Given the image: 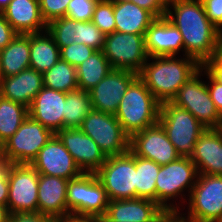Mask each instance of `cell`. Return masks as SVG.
I'll list each match as a JSON object with an SVG mask.
<instances>
[{
    "instance_id": "obj_23",
    "label": "cell",
    "mask_w": 222,
    "mask_h": 222,
    "mask_svg": "<svg viewBox=\"0 0 222 222\" xmlns=\"http://www.w3.org/2000/svg\"><path fill=\"white\" fill-rule=\"evenodd\" d=\"M43 87L42 74L32 68L0 79V95L27 108L31 106L33 99Z\"/></svg>"
},
{
    "instance_id": "obj_16",
    "label": "cell",
    "mask_w": 222,
    "mask_h": 222,
    "mask_svg": "<svg viewBox=\"0 0 222 222\" xmlns=\"http://www.w3.org/2000/svg\"><path fill=\"white\" fill-rule=\"evenodd\" d=\"M130 150L136 156L152 160L160 166L180 157L159 123L135 133L130 138Z\"/></svg>"
},
{
    "instance_id": "obj_35",
    "label": "cell",
    "mask_w": 222,
    "mask_h": 222,
    "mask_svg": "<svg viewBox=\"0 0 222 222\" xmlns=\"http://www.w3.org/2000/svg\"><path fill=\"white\" fill-rule=\"evenodd\" d=\"M96 50L83 43H73L60 48V59L68 62L73 67H77L88 59Z\"/></svg>"
},
{
    "instance_id": "obj_24",
    "label": "cell",
    "mask_w": 222,
    "mask_h": 222,
    "mask_svg": "<svg viewBox=\"0 0 222 222\" xmlns=\"http://www.w3.org/2000/svg\"><path fill=\"white\" fill-rule=\"evenodd\" d=\"M198 174L222 176V134L219 129H206L195 144L191 156Z\"/></svg>"
},
{
    "instance_id": "obj_26",
    "label": "cell",
    "mask_w": 222,
    "mask_h": 222,
    "mask_svg": "<svg viewBox=\"0 0 222 222\" xmlns=\"http://www.w3.org/2000/svg\"><path fill=\"white\" fill-rule=\"evenodd\" d=\"M115 31L145 34L156 17L133 2H114Z\"/></svg>"
},
{
    "instance_id": "obj_1",
    "label": "cell",
    "mask_w": 222,
    "mask_h": 222,
    "mask_svg": "<svg viewBox=\"0 0 222 222\" xmlns=\"http://www.w3.org/2000/svg\"><path fill=\"white\" fill-rule=\"evenodd\" d=\"M165 17L181 33L185 56L201 65L213 58L220 31L209 21L201 0H167Z\"/></svg>"
},
{
    "instance_id": "obj_6",
    "label": "cell",
    "mask_w": 222,
    "mask_h": 222,
    "mask_svg": "<svg viewBox=\"0 0 222 222\" xmlns=\"http://www.w3.org/2000/svg\"><path fill=\"white\" fill-rule=\"evenodd\" d=\"M158 123L180 157H191L199 137L206 128L187 110L170 101L160 104Z\"/></svg>"
},
{
    "instance_id": "obj_14",
    "label": "cell",
    "mask_w": 222,
    "mask_h": 222,
    "mask_svg": "<svg viewBox=\"0 0 222 222\" xmlns=\"http://www.w3.org/2000/svg\"><path fill=\"white\" fill-rule=\"evenodd\" d=\"M47 31L60 48L73 43H83L95 50H102L105 34L92 21H76L66 16L53 20Z\"/></svg>"
},
{
    "instance_id": "obj_20",
    "label": "cell",
    "mask_w": 222,
    "mask_h": 222,
    "mask_svg": "<svg viewBox=\"0 0 222 222\" xmlns=\"http://www.w3.org/2000/svg\"><path fill=\"white\" fill-rule=\"evenodd\" d=\"M66 92L43 87L28 108L29 116L56 134L64 128Z\"/></svg>"
},
{
    "instance_id": "obj_11",
    "label": "cell",
    "mask_w": 222,
    "mask_h": 222,
    "mask_svg": "<svg viewBox=\"0 0 222 222\" xmlns=\"http://www.w3.org/2000/svg\"><path fill=\"white\" fill-rule=\"evenodd\" d=\"M188 202V216L191 222H215L222 215V176L198 174Z\"/></svg>"
},
{
    "instance_id": "obj_18",
    "label": "cell",
    "mask_w": 222,
    "mask_h": 222,
    "mask_svg": "<svg viewBox=\"0 0 222 222\" xmlns=\"http://www.w3.org/2000/svg\"><path fill=\"white\" fill-rule=\"evenodd\" d=\"M31 165L39 174L67 180L77 178L83 173L56 135L41 148Z\"/></svg>"
},
{
    "instance_id": "obj_25",
    "label": "cell",
    "mask_w": 222,
    "mask_h": 222,
    "mask_svg": "<svg viewBox=\"0 0 222 222\" xmlns=\"http://www.w3.org/2000/svg\"><path fill=\"white\" fill-rule=\"evenodd\" d=\"M2 14L18 34L47 30V24L41 17L39 0H12Z\"/></svg>"
},
{
    "instance_id": "obj_43",
    "label": "cell",
    "mask_w": 222,
    "mask_h": 222,
    "mask_svg": "<svg viewBox=\"0 0 222 222\" xmlns=\"http://www.w3.org/2000/svg\"><path fill=\"white\" fill-rule=\"evenodd\" d=\"M9 192V182L7 173V164L0 168V205L7 206Z\"/></svg>"
},
{
    "instance_id": "obj_38",
    "label": "cell",
    "mask_w": 222,
    "mask_h": 222,
    "mask_svg": "<svg viewBox=\"0 0 222 222\" xmlns=\"http://www.w3.org/2000/svg\"><path fill=\"white\" fill-rule=\"evenodd\" d=\"M209 21L222 32V0H201Z\"/></svg>"
},
{
    "instance_id": "obj_41",
    "label": "cell",
    "mask_w": 222,
    "mask_h": 222,
    "mask_svg": "<svg viewBox=\"0 0 222 222\" xmlns=\"http://www.w3.org/2000/svg\"><path fill=\"white\" fill-rule=\"evenodd\" d=\"M203 70L204 75L209 79L207 87L210 98L215 104L217 111L222 115V84L218 83L204 68Z\"/></svg>"
},
{
    "instance_id": "obj_29",
    "label": "cell",
    "mask_w": 222,
    "mask_h": 222,
    "mask_svg": "<svg viewBox=\"0 0 222 222\" xmlns=\"http://www.w3.org/2000/svg\"><path fill=\"white\" fill-rule=\"evenodd\" d=\"M112 67L102 50H96L76 67L78 89L89 91L95 87Z\"/></svg>"
},
{
    "instance_id": "obj_53",
    "label": "cell",
    "mask_w": 222,
    "mask_h": 222,
    "mask_svg": "<svg viewBox=\"0 0 222 222\" xmlns=\"http://www.w3.org/2000/svg\"><path fill=\"white\" fill-rule=\"evenodd\" d=\"M4 162L3 160H0V168L3 166Z\"/></svg>"
},
{
    "instance_id": "obj_31",
    "label": "cell",
    "mask_w": 222,
    "mask_h": 222,
    "mask_svg": "<svg viewBox=\"0 0 222 222\" xmlns=\"http://www.w3.org/2000/svg\"><path fill=\"white\" fill-rule=\"evenodd\" d=\"M65 104L64 128H79L93 109L89 92L81 89L68 92Z\"/></svg>"
},
{
    "instance_id": "obj_10",
    "label": "cell",
    "mask_w": 222,
    "mask_h": 222,
    "mask_svg": "<svg viewBox=\"0 0 222 222\" xmlns=\"http://www.w3.org/2000/svg\"><path fill=\"white\" fill-rule=\"evenodd\" d=\"M79 128L97 143L106 157L130 150V137L113 114L92 109Z\"/></svg>"
},
{
    "instance_id": "obj_8",
    "label": "cell",
    "mask_w": 222,
    "mask_h": 222,
    "mask_svg": "<svg viewBox=\"0 0 222 222\" xmlns=\"http://www.w3.org/2000/svg\"><path fill=\"white\" fill-rule=\"evenodd\" d=\"M203 67L188 79L170 101L177 107L189 111L206 129H218L222 115L210 98L207 83L202 82Z\"/></svg>"
},
{
    "instance_id": "obj_30",
    "label": "cell",
    "mask_w": 222,
    "mask_h": 222,
    "mask_svg": "<svg viewBox=\"0 0 222 222\" xmlns=\"http://www.w3.org/2000/svg\"><path fill=\"white\" fill-rule=\"evenodd\" d=\"M28 115V108L25 105L0 95V142L2 145L19 129Z\"/></svg>"
},
{
    "instance_id": "obj_5",
    "label": "cell",
    "mask_w": 222,
    "mask_h": 222,
    "mask_svg": "<svg viewBox=\"0 0 222 222\" xmlns=\"http://www.w3.org/2000/svg\"><path fill=\"white\" fill-rule=\"evenodd\" d=\"M197 176L198 172L191 157H179L175 161L160 166L155 186L156 203L166 212H180V207L176 202L174 205L172 201L174 198H177V201L179 197L185 203L186 194L184 195L183 192L187 189L189 197ZM170 200H172L171 203H169Z\"/></svg>"
},
{
    "instance_id": "obj_12",
    "label": "cell",
    "mask_w": 222,
    "mask_h": 222,
    "mask_svg": "<svg viewBox=\"0 0 222 222\" xmlns=\"http://www.w3.org/2000/svg\"><path fill=\"white\" fill-rule=\"evenodd\" d=\"M102 51L112 69H126L139 73L148 60L145 34L114 31L105 36Z\"/></svg>"
},
{
    "instance_id": "obj_4",
    "label": "cell",
    "mask_w": 222,
    "mask_h": 222,
    "mask_svg": "<svg viewBox=\"0 0 222 222\" xmlns=\"http://www.w3.org/2000/svg\"><path fill=\"white\" fill-rule=\"evenodd\" d=\"M109 199L96 173H82L67 184L70 218L97 221L107 211Z\"/></svg>"
},
{
    "instance_id": "obj_7",
    "label": "cell",
    "mask_w": 222,
    "mask_h": 222,
    "mask_svg": "<svg viewBox=\"0 0 222 222\" xmlns=\"http://www.w3.org/2000/svg\"><path fill=\"white\" fill-rule=\"evenodd\" d=\"M96 175L109 201L136 198V155L131 150L107 157Z\"/></svg>"
},
{
    "instance_id": "obj_49",
    "label": "cell",
    "mask_w": 222,
    "mask_h": 222,
    "mask_svg": "<svg viewBox=\"0 0 222 222\" xmlns=\"http://www.w3.org/2000/svg\"><path fill=\"white\" fill-rule=\"evenodd\" d=\"M12 0H0V13L9 5Z\"/></svg>"
},
{
    "instance_id": "obj_42",
    "label": "cell",
    "mask_w": 222,
    "mask_h": 222,
    "mask_svg": "<svg viewBox=\"0 0 222 222\" xmlns=\"http://www.w3.org/2000/svg\"><path fill=\"white\" fill-rule=\"evenodd\" d=\"M18 33L0 13V50L5 48Z\"/></svg>"
},
{
    "instance_id": "obj_55",
    "label": "cell",
    "mask_w": 222,
    "mask_h": 222,
    "mask_svg": "<svg viewBox=\"0 0 222 222\" xmlns=\"http://www.w3.org/2000/svg\"><path fill=\"white\" fill-rule=\"evenodd\" d=\"M97 222H118V221H97Z\"/></svg>"
},
{
    "instance_id": "obj_34",
    "label": "cell",
    "mask_w": 222,
    "mask_h": 222,
    "mask_svg": "<svg viewBox=\"0 0 222 222\" xmlns=\"http://www.w3.org/2000/svg\"><path fill=\"white\" fill-rule=\"evenodd\" d=\"M92 22L105 35L115 31L114 2L99 0L94 8Z\"/></svg>"
},
{
    "instance_id": "obj_2",
    "label": "cell",
    "mask_w": 222,
    "mask_h": 222,
    "mask_svg": "<svg viewBox=\"0 0 222 222\" xmlns=\"http://www.w3.org/2000/svg\"><path fill=\"white\" fill-rule=\"evenodd\" d=\"M184 56L148 57L138 73V77L160 103L171 101L180 87L201 68L202 65L195 58ZM150 59L153 61L150 62Z\"/></svg>"
},
{
    "instance_id": "obj_17",
    "label": "cell",
    "mask_w": 222,
    "mask_h": 222,
    "mask_svg": "<svg viewBox=\"0 0 222 222\" xmlns=\"http://www.w3.org/2000/svg\"><path fill=\"white\" fill-rule=\"evenodd\" d=\"M83 173H96L107 157L80 128H63L55 134Z\"/></svg>"
},
{
    "instance_id": "obj_13",
    "label": "cell",
    "mask_w": 222,
    "mask_h": 222,
    "mask_svg": "<svg viewBox=\"0 0 222 222\" xmlns=\"http://www.w3.org/2000/svg\"><path fill=\"white\" fill-rule=\"evenodd\" d=\"M9 214L38 212L39 173L31 164H7Z\"/></svg>"
},
{
    "instance_id": "obj_54",
    "label": "cell",
    "mask_w": 222,
    "mask_h": 222,
    "mask_svg": "<svg viewBox=\"0 0 222 222\" xmlns=\"http://www.w3.org/2000/svg\"><path fill=\"white\" fill-rule=\"evenodd\" d=\"M218 129L220 130V132H221V134H222V124L219 126Z\"/></svg>"
},
{
    "instance_id": "obj_47",
    "label": "cell",
    "mask_w": 222,
    "mask_h": 222,
    "mask_svg": "<svg viewBox=\"0 0 222 222\" xmlns=\"http://www.w3.org/2000/svg\"><path fill=\"white\" fill-rule=\"evenodd\" d=\"M9 211L7 206L0 205V222H8Z\"/></svg>"
},
{
    "instance_id": "obj_45",
    "label": "cell",
    "mask_w": 222,
    "mask_h": 222,
    "mask_svg": "<svg viewBox=\"0 0 222 222\" xmlns=\"http://www.w3.org/2000/svg\"><path fill=\"white\" fill-rule=\"evenodd\" d=\"M217 66H222V32H219L216 41L215 53L211 59Z\"/></svg>"
},
{
    "instance_id": "obj_33",
    "label": "cell",
    "mask_w": 222,
    "mask_h": 222,
    "mask_svg": "<svg viewBox=\"0 0 222 222\" xmlns=\"http://www.w3.org/2000/svg\"><path fill=\"white\" fill-rule=\"evenodd\" d=\"M160 165L152 160L136 156V198L156 202V178Z\"/></svg>"
},
{
    "instance_id": "obj_48",
    "label": "cell",
    "mask_w": 222,
    "mask_h": 222,
    "mask_svg": "<svg viewBox=\"0 0 222 222\" xmlns=\"http://www.w3.org/2000/svg\"><path fill=\"white\" fill-rule=\"evenodd\" d=\"M58 222H97V221L91 219L68 218V219H59Z\"/></svg>"
},
{
    "instance_id": "obj_3",
    "label": "cell",
    "mask_w": 222,
    "mask_h": 222,
    "mask_svg": "<svg viewBox=\"0 0 222 222\" xmlns=\"http://www.w3.org/2000/svg\"><path fill=\"white\" fill-rule=\"evenodd\" d=\"M160 102L137 77L128 87L116 111V118L131 138L158 123Z\"/></svg>"
},
{
    "instance_id": "obj_37",
    "label": "cell",
    "mask_w": 222,
    "mask_h": 222,
    "mask_svg": "<svg viewBox=\"0 0 222 222\" xmlns=\"http://www.w3.org/2000/svg\"><path fill=\"white\" fill-rule=\"evenodd\" d=\"M70 0H39L40 13L48 25L53 20L66 16Z\"/></svg>"
},
{
    "instance_id": "obj_50",
    "label": "cell",
    "mask_w": 222,
    "mask_h": 222,
    "mask_svg": "<svg viewBox=\"0 0 222 222\" xmlns=\"http://www.w3.org/2000/svg\"><path fill=\"white\" fill-rule=\"evenodd\" d=\"M0 160H3V147L1 142H0Z\"/></svg>"
},
{
    "instance_id": "obj_28",
    "label": "cell",
    "mask_w": 222,
    "mask_h": 222,
    "mask_svg": "<svg viewBox=\"0 0 222 222\" xmlns=\"http://www.w3.org/2000/svg\"><path fill=\"white\" fill-rule=\"evenodd\" d=\"M60 59V49L46 30L30 34V68L43 74Z\"/></svg>"
},
{
    "instance_id": "obj_19",
    "label": "cell",
    "mask_w": 222,
    "mask_h": 222,
    "mask_svg": "<svg viewBox=\"0 0 222 222\" xmlns=\"http://www.w3.org/2000/svg\"><path fill=\"white\" fill-rule=\"evenodd\" d=\"M165 214L166 211L150 199L111 200L106 214L97 221L158 222Z\"/></svg>"
},
{
    "instance_id": "obj_39",
    "label": "cell",
    "mask_w": 222,
    "mask_h": 222,
    "mask_svg": "<svg viewBox=\"0 0 222 222\" xmlns=\"http://www.w3.org/2000/svg\"><path fill=\"white\" fill-rule=\"evenodd\" d=\"M56 219L39 212H23L9 214L8 222H55Z\"/></svg>"
},
{
    "instance_id": "obj_15",
    "label": "cell",
    "mask_w": 222,
    "mask_h": 222,
    "mask_svg": "<svg viewBox=\"0 0 222 222\" xmlns=\"http://www.w3.org/2000/svg\"><path fill=\"white\" fill-rule=\"evenodd\" d=\"M137 77V73L126 69L110 70L95 87L88 91L92 108L115 115L123 95Z\"/></svg>"
},
{
    "instance_id": "obj_21",
    "label": "cell",
    "mask_w": 222,
    "mask_h": 222,
    "mask_svg": "<svg viewBox=\"0 0 222 222\" xmlns=\"http://www.w3.org/2000/svg\"><path fill=\"white\" fill-rule=\"evenodd\" d=\"M145 48L149 57L176 56L184 52L183 38L165 16L156 18L145 33Z\"/></svg>"
},
{
    "instance_id": "obj_36",
    "label": "cell",
    "mask_w": 222,
    "mask_h": 222,
    "mask_svg": "<svg viewBox=\"0 0 222 222\" xmlns=\"http://www.w3.org/2000/svg\"><path fill=\"white\" fill-rule=\"evenodd\" d=\"M99 0H70L66 17L76 21H92L94 8Z\"/></svg>"
},
{
    "instance_id": "obj_9",
    "label": "cell",
    "mask_w": 222,
    "mask_h": 222,
    "mask_svg": "<svg viewBox=\"0 0 222 222\" xmlns=\"http://www.w3.org/2000/svg\"><path fill=\"white\" fill-rule=\"evenodd\" d=\"M55 134L29 115L3 147L4 164H31L38 152Z\"/></svg>"
},
{
    "instance_id": "obj_46",
    "label": "cell",
    "mask_w": 222,
    "mask_h": 222,
    "mask_svg": "<svg viewBox=\"0 0 222 222\" xmlns=\"http://www.w3.org/2000/svg\"><path fill=\"white\" fill-rule=\"evenodd\" d=\"M158 222H191L184 218L180 212H166Z\"/></svg>"
},
{
    "instance_id": "obj_51",
    "label": "cell",
    "mask_w": 222,
    "mask_h": 222,
    "mask_svg": "<svg viewBox=\"0 0 222 222\" xmlns=\"http://www.w3.org/2000/svg\"><path fill=\"white\" fill-rule=\"evenodd\" d=\"M112 2H131V0H111Z\"/></svg>"
},
{
    "instance_id": "obj_40",
    "label": "cell",
    "mask_w": 222,
    "mask_h": 222,
    "mask_svg": "<svg viewBox=\"0 0 222 222\" xmlns=\"http://www.w3.org/2000/svg\"><path fill=\"white\" fill-rule=\"evenodd\" d=\"M139 7L151 12L156 18L166 15L167 0H131Z\"/></svg>"
},
{
    "instance_id": "obj_44",
    "label": "cell",
    "mask_w": 222,
    "mask_h": 222,
    "mask_svg": "<svg viewBox=\"0 0 222 222\" xmlns=\"http://www.w3.org/2000/svg\"><path fill=\"white\" fill-rule=\"evenodd\" d=\"M202 67L220 84H222V66H217L211 59L202 64Z\"/></svg>"
},
{
    "instance_id": "obj_22",
    "label": "cell",
    "mask_w": 222,
    "mask_h": 222,
    "mask_svg": "<svg viewBox=\"0 0 222 222\" xmlns=\"http://www.w3.org/2000/svg\"><path fill=\"white\" fill-rule=\"evenodd\" d=\"M67 179L39 174L38 212L56 220L70 218L67 209Z\"/></svg>"
},
{
    "instance_id": "obj_32",
    "label": "cell",
    "mask_w": 222,
    "mask_h": 222,
    "mask_svg": "<svg viewBox=\"0 0 222 222\" xmlns=\"http://www.w3.org/2000/svg\"><path fill=\"white\" fill-rule=\"evenodd\" d=\"M42 78L44 87L50 89L66 93L78 89L76 68L62 59L43 73Z\"/></svg>"
},
{
    "instance_id": "obj_52",
    "label": "cell",
    "mask_w": 222,
    "mask_h": 222,
    "mask_svg": "<svg viewBox=\"0 0 222 222\" xmlns=\"http://www.w3.org/2000/svg\"><path fill=\"white\" fill-rule=\"evenodd\" d=\"M215 222H222V215Z\"/></svg>"
},
{
    "instance_id": "obj_27",
    "label": "cell",
    "mask_w": 222,
    "mask_h": 222,
    "mask_svg": "<svg viewBox=\"0 0 222 222\" xmlns=\"http://www.w3.org/2000/svg\"><path fill=\"white\" fill-rule=\"evenodd\" d=\"M30 68V34H17L0 50V79Z\"/></svg>"
}]
</instances>
